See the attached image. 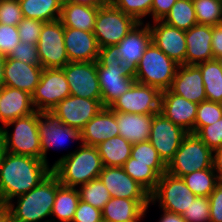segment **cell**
Returning a JSON list of instances; mask_svg holds the SVG:
<instances>
[{"label": "cell", "instance_id": "cell-1", "mask_svg": "<svg viewBox=\"0 0 222 222\" xmlns=\"http://www.w3.org/2000/svg\"><path fill=\"white\" fill-rule=\"evenodd\" d=\"M52 172L43 160L6 152L0 165V200L6 204L26 194Z\"/></svg>", "mask_w": 222, "mask_h": 222}, {"label": "cell", "instance_id": "cell-2", "mask_svg": "<svg viewBox=\"0 0 222 222\" xmlns=\"http://www.w3.org/2000/svg\"><path fill=\"white\" fill-rule=\"evenodd\" d=\"M60 186L59 179L51 172L32 190L14 198L16 202L8 203L10 222H50V219L43 220L51 216Z\"/></svg>", "mask_w": 222, "mask_h": 222}, {"label": "cell", "instance_id": "cell-3", "mask_svg": "<svg viewBox=\"0 0 222 222\" xmlns=\"http://www.w3.org/2000/svg\"><path fill=\"white\" fill-rule=\"evenodd\" d=\"M51 168L61 185L78 188L97 179L103 164L97 147L81 143L78 149L55 161Z\"/></svg>", "mask_w": 222, "mask_h": 222}, {"label": "cell", "instance_id": "cell-4", "mask_svg": "<svg viewBox=\"0 0 222 222\" xmlns=\"http://www.w3.org/2000/svg\"><path fill=\"white\" fill-rule=\"evenodd\" d=\"M118 47L109 45L100 48L97 59V75L102 94L103 107H109L137 82L133 72L117 56Z\"/></svg>", "mask_w": 222, "mask_h": 222}, {"label": "cell", "instance_id": "cell-5", "mask_svg": "<svg viewBox=\"0 0 222 222\" xmlns=\"http://www.w3.org/2000/svg\"><path fill=\"white\" fill-rule=\"evenodd\" d=\"M178 66L179 64L151 42L140 59L133 76L140 84L164 91L170 88Z\"/></svg>", "mask_w": 222, "mask_h": 222}, {"label": "cell", "instance_id": "cell-6", "mask_svg": "<svg viewBox=\"0 0 222 222\" xmlns=\"http://www.w3.org/2000/svg\"><path fill=\"white\" fill-rule=\"evenodd\" d=\"M39 111L17 118L0 128L6 152L41 159V141L38 133ZM14 130L9 133V127Z\"/></svg>", "mask_w": 222, "mask_h": 222}, {"label": "cell", "instance_id": "cell-7", "mask_svg": "<svg viewBox=\"0 0 222 222\" xmlns=\"http://www.w3.org/2000/svg\"><path fill=\"white\" fill-rule=\"evenodd\" d=\"M208 168H213V151L196 134L188 133L167 165L166 172L181 178Z\"/></svg>", "mask_w": 222, "mask_h": 222}, {"label": "cell", "instance_id": "cell-8", "mask_svg": "<svg viewBox=\"0 0 222 222\" xmlns=\"http://www.w3.org/2000/svg\"><path fill=\"white\" fill-rule=\"evenodd\" d=\"M138 23L105 0L98 9L93 33L100 48L117 45Z\"/></svg>", "mask_w": 222, "mask_h": 222}, {"label": "cell", "instance_id": "cell-9", "mask_svg": "<svg viewBox=\"0 0 222 222\" xmlns=\"http://www.w3.org/2000/svg\"><path fill=\"white\" fill-rule=\"evenodd\" d=\"M196 197L182 178L166 172L159 178L155 190L150 194V204L155 205L158 202L161 210L182 215Z\"/></svg>", "mask_w": 222, "mask_h": 222}, {"label": "cell", "instance_id": "cell-10", "mask_svg": "<svg viewBox=\"0 0 222 222\" xmlns=\"http://www.w3.org/2000/svg\"><path fill=\"white\" fill-rule=\"evenodd\" d=\"M37 51L44 69L63 68L69 63L64 45V25L60 20L43 24L37 43Z\"/></svg>", "mask_w": 222, "mask_h": 222}, {"label": "cell", "instance_id": "cell-11", "mask_svg": "<svg viewBox=\"0 0 222 222\" xmlns=\"http://www.w3.org/2000/svg\"><path fill=\"white\" fill-rule=\"evenodd\" d=\"M69 95L70 88L62 68H46L32 94V104L36 111H51Z\"/></svg>", "mask_w": 222, "mask_h": 222}, {"label": "cell", "instance_id": "cell-12", "mask_svg": "<svg viewBox=\"0 0 222 222\" xmlns=\"http://www.w3.org/2000/svg\"><path fill=\"white\" fill-rule=\"evenodd\" d=\"M162 91L156 87L136 82L129 91L118 97L109 108L112 111L132 114L160 112Z\"/></svg>", "mask_w": 222, "mask_h": 222}, {"label": "cell", "instance_id": "cell-13", "mask_svg": "<svg viewBox=\"0 0 222 222\" xmlns=\"http://www.w3.org/2000/svg\"><path fill=\"white\" fill-rule=\"evenodd\" d=\"M38 133L41 141V160L47 165V152L50 148H61L68 140L81 141L80 132L65 125L52 111H41L38 114Z\"/></svg>", "mask_w": 222, "mask_h": 222}, {"label": "cell", "instance_id": "cell-14", "mask_svg": "<svg viewBox=\"0 0 222 222\" xmlns=\"http://www.w3.org/2000/svg\"><path fill=\"white\" fill-rule=\"evenodd\" d=\"M187 134V131L174 124L160 112L153 115L149 142L158 151L160 158L166 165L173 159Z\"/></svg>", "mask_w": 222, "mask_h": 222}, {"label": "cell", "instance_id": "cell-15", "mask_svg": "<svg viewBox=\"0 0 222 222\" xmlns=\"http://www.w3.org/2000/svg\"><path fill=\"white\" fill-rule=\"evenodd\" d=\"M62 70L71 95L87 99H102L97 75V61L69 62Z\"/></svg>", "mask_w": 222, "mask_h": 222}, {"label": "cell", "instance_id": "cell-16", "mask_svg": "<svg viewBox=\"0 0 222 222\" xmlns=\"http://www.w3.org/2000/svg\"><path fill=\"white\" fill-rule=\"evenodd\" d=\"M103 108L102 99H87L69 95L60 101L51 111L62 122L79 132Z\"/></svg>", "mask_w": 222, "mask_h": 222}, {"label": "cell", "instance_id": "cell-17", "mask_svg": "<svg viewBox=\"0 0 222 222\" xmlns=\"http://www.w3.org/2000/svg\"><path fill=\"white\" fill-rule=\"evenodd\" d=\"M148 24L152 42L177 64L184 65L187 51L185 30L170 26L162 20L153 21L152 26L150 22Z\"/></svg>", "mask_w": 222, "mask_h": 222}, {"label": "cell", "instance_id": "cell-18", "mask_svg": "<svg viewBox=\"0 0 222 222\" xmlns=\"http://www.w3.org/2000/svg\"><path fill=\"white\" fill-rule=\"evenodd\" d=\"M98 178L106 186V189L112 197L150 200V193L132 179L122 167L103 166Z\"/></svg>", "mask_w": 222, "mask_h": 222}, {"label": "cell", "instance_id": "cell-19", "mask_svg": "<svg viewBox=\"0 0 222 222\" xmlns=\"http://www.w3.org/2000/svg\"><path fill=\"white\" fill-rule=\"evenodd\" d=\"M198 104L172 93L169 89L162 91L160 113L188 133L194 134V124Z\"/></svg>", "mask_w": 222, "mask_h": 222}, {"label": "cell", "instance_id": "cell-20", "mask_svg": "<svg viewBox=\"0 0 222 222\" xmlns=\"http://www.w3.org/2000/svg\"><path fill=\"white\" fill-rule=\"evenodd\" d=\"M152 42L148 23H138L116 46L117 56L134 73L146 48Z\"/></svg>", "mask_w": 222, "mask_h": 222}, {"label": "cell", "instance_id": "cell-21", "mask_svg": "<svg viewBox=\"0 0 222 222\" xmlns=\"http://www.w3.org/2000/svg\"><path fill=\"white\" fill-rule=\"evenodd\" d=\"M169 90L196 104L207 100L201 70L197 65H179Z\"/></svg>", "mask_w": 222, "mask_h": 222}, {"label": "cell", "instance_id": "cell-22", "mask_svg": "<svg viewBox=\"0 0 222 222\" xmlns=\"http://www.w3.org/2000/svg\"><path fill=\"white\" fill-rule=\"evenodd\" d=\"M64 45L69 62L97 61L100 47L93 32L64 27Z\"/></svg>", "mask_w": 222, "mask_h": 222}, {"label": "cell", "instance_id": "cell-23", "mask_svg": "<svg viewBox=\"0 0 222 222\" xmlns=\"http://www.w3.org/2000/svg\"><path fill=\"white\" fill-rule=\"evenodd\" d=\"M41 65H30L19 60L5 58L4 86L17 88L33 94L43 72Z\"/></svg>", "mask_w": 222, "mask_h": 222}, {"label": "cell", "instance_id": "cell-24", "mask_svg": "<svg viewBox=\"0 0 222 222\" xmlns=\"http://www.w3.org/2000/svg\"><path fill=\"white\" fill-rule=\"evenodd\" d=\"M117 135H119V128L115 111L109 107H103L80 131V143L96 147Z\"/></svg>", "mask_w": 222, "mask_h": 222}, {"label": "cell", "instance_id": "cell-25", "mask_svg": "<svg viewBox=\"0 0 222 222\" xmlns=\"http://www.w3.org/2000/svg\"><path fill=\"white\" fill-rule=\"evenodd\" d=\"M187 51L185 64L197 65L214 59L212 52V26L196 24L185 31Z\"/></svg>", "mask_w": 222, "mask_h": 222}, {"label": "cell", "instance_id": "cell-26", "mask_svg": "<svg viewBox=\"0 0 222 222\" xmlns=\"http://www.w3.org/2000/svg\"><path fill=\"white\" fill-rule=\"evenodd\" d=\"M36 110L32 95L17 88L3 86L0 97V128L17 118L28 116Z\"/></svg>", "mask_w": 222, "mask_h": 222}, {"label": "cell", "instance_id": "cell-27", "mask_svg": "<svg viewBox=\"0 0 222 222\" xmlns=\"http://www.w3.org/2000/svg\"><path fill=\"white\" fill-rule=\"evenodd\" d=\"M154 114H132L115 111L119 135L132 145L149 141Z\"/></svg>", "mask_w": 222, "mask_h": 222}, {"label": "cell", "instance_id": "cell-28", "mask_svg": "<svg viewBox=\"0 0 222 222\" xmlns=\"http://www.w3.org/2000/svg\"><path fill=\"white\" fill-rule=\"evenodd\" d=\"M150 206V200L112 197L102 209L103 222H131L137 220Z\"/></svg>", "mask_w": 222, "mask_h": 222}, {"label": "cell", "instance_id": "cell-29", "mask_svg": "<svg viewBox=\"0 0 222 222\" xmlns=\"http://www.w3.org/2000/svg\"><path fill=\"white\" fill-rule=\"evenodd\" d=\"M99 7L100 6L62 3L59 20L64 25V27L93 32Z\"/></svg>", "mask_w": 222, "mask_h": 222}, {"label": "cell", "instance_id": "cell-30", "mask_svg": "<svg viewBox=\"0 0 222 222\" xmlns=\"http://www.w3.org/2000/svg\"><path fill=\"white\" fill-rule=\"evenodd\" d=\"M101 157L103 166L122 167L130 158L133 145L117 135L96 146Z\"/></svg>", "mask_w": 222, "mask_h": 222}, {"label": "cell", "instance_id": "cell-31", "mask_svg": "<svg viewBox=\"0 0 222 222\" xmlns=\"http://www.w3.org/2000/svg\"><path fill=\"white\" fill-rule=\"evenodd\" d=\"M63 0H19L24 18L42 22L60 19Z\"/></svg>", "mask_w": 222, "mask_h": 222}, {"label": "cell", "instance_id": "cell-32", "mask_svg": "<svg viewBox=\"0 0 222 222\" xmlns=\"http://www.w3.org/2000/svg\"><path fill=\"white\" fill-rule=\"evenodd\" d=\"M80 201L78 188L61 185L56 192L50 222H72ZM58 221H56V219Z\"/></svg>", "mask_w": 222, "mask_h": 222}, {"label": "cell", "instance_id": "cell-33", "mask_svg": "<svg viewBox=\"0 0 222 222\" xmlns=\"http://www.w3.org/2000/svg\"><path fill=\"white\" fill-rule=\"evenodd\" d=\"M201 70L205 94L208 101L222 104V69L216 60L197 64Z\"/></svg>", "mask_w": 222, "mask_h": 222}, {"label": "cell", "instance_id": "cell-34", "mask_svg": "<svg viewBox=\"0 0 222 222\" xmlns=\"http://www.w3.org/2000/svg\"><path fill=\"white\" fill-rule=\"evenodd\" d=\"M193 194L209 197L215 186L220 182L214 168L194 171L181 177Z\"/></svg>", "mask_w": 222, "mask_h": 222}, {"label": "cell", "instance_id": "cell-35", "mask_svg": "<svg viewBox=\"0 0 222 222\" xmlns=\"http://www.w3.org/2000/svg\"><path fill=\"white\" fill-rule=\"evenodd\" d=\"M162 21L178 29L189 30L197 24L193 0H177Z\"/></svg>", "mask_w": 222, "mask_h": 222}, {"label": "cell", "instance_id": "cell-36", "mask_svg": "<svg viewBox=\"0 0 222 222\" xmlns=\"http://www.w3.org/2000/svg\"><path fill=\"white\" fill-rule=\"evenodd\" d=\"M130 157L132 163L150 164V168L161 177L166 173L167 165L160 158L158 151L149 141L133 144Z\"/></svg>", "mask_w": 222, "mask_h": 222}, {"label": "cell", "instance_id": "cell-37", "mask_svg": "<svg viewBox=\"0 0 222 222\" xmlns=\"http://www.w3.org/2000/svg\"><path fill=\"white\" fill-rule=\"evenodd\" d=\"M122 168L150 194L155 190L160 177L150 168V164L132 163L130 157Z\"/></svg>", "mask_w": 222, "mask_h": 222}, {"label": "cell", "instance_id": "cell-38", "mask_svg": "<svg viewBox=\"0 0 222 222\" xmlns=\"http://www.w3.org/2000/svg\"><path fill=\"white\" fill-rule=\"evenodd\" d=\"M197 24H222V0H193Z\"/></svg>", "mask_w": 222, "mask_h": 222}, {"label": "cell", "instance_id": "cell-39", "mask_svg": "<svg viewBox=\"0 0 222 222\" xmlns=\"http://www.w3.org/2000/svg\"><path fill=\"white\" fill-rule=\"evenodd\" d=\"M78 191L80 200L100 210H102L105 204L112 198L106 186L99 178L90 180L88 183L81 185Z\"/></svg>", "mask_w": 222, "mask_h": 222}, {"label": "cell", "instance_id": "cell-40", "mask_svg": "<svg viewBox=\"0 0 222 222\" xmlns=\"http://www.w3.org/2000/svg\"><path fill=\"white\" fill-rule=\"evenodd\" d=\"M222 118V104L212 101H202L198 104L197 115L194 124V134L203 126L215 123Z\"/></svg>", "mask_w": 222, "mask_h": 222}, {"label": "cell", "instance_id": "cell-41", "mask_svg": "<svg viewBox=\"0 0 222 222\" xmlns=\"http://www.w3.org/2000/svg\"><path fill=\"white\" fill-rule=\"evenodd\" d=\"M125 14L132 16L139 23L151 13L153 0H108Z\"/></svg>", "mask_w": 222, "mask_h": 222}, {"label": "cell", "instance_id": "cell-42", "mask_svg": "<svg viewBox=\"0 0 222 222\" xmlns=\"http://www.w3.org/2000/svg\"><path fill=\"white\" fill-rule=\"evenodd\" d=\"M209 210V198L197 196L182 214V217L186 222H210Z\"/></svg>", "mask_w": 222, "mask_h": 222}, {"label": "cell", "instance_id": "cell-43", "mask_svg": "<svg viewBox=\"0 0 222 222\" xmlns=\"http://www.w3.org/2000/svg\"><path fill=\"white\" fill-rule=\"evenodd\" d=\"M23 18L19 0H0V24L17 26Z\"/></svg>", "mask_w": 222, "mask_h": 222}, {"label": "cell", "instance_id": "cell-44", "mask_svg": "<svg viewBox=\"0 0 222 222\" xmlns=\"http://www.w3.org/2000/svg\"><path fill=\"white\" fill-rule=\"evenodd\" d=\"M44 23L30 18H23L17 25L20 42L37 44Z\"/></svg>", "mask_w": 222, "mask_h": 222}, {"label": "cell", "instance_id": "cell-45", "mask_svg": "<svg viewBox=\"0 0 222 222\" xmlns=\"http://www.w3.org/2000/svg\"><path fill=\"white\" fill-rule=\"evenodd\" d=\"M196 135L212 151L222 146V118L213 124L203 126Z\"/></svg>", "mask_w": 222, "mask_h": 222}, {"label": "cell", "instance_id": "cell-46", "mask_svg": "<svg viewBox=\"0 0 222 222\" xmlns=\"http://www.w3.org/2000/svg\"><path fill=\"white\" fill-rule=\"evenodd\" d=\"M8 57L30 65H41L37 51V44L20 42L17 46L13 47V51Z\"/></svg>", "mask_w": 222, "mask_h": 222}, {"label": "cell", "instance_id": "cell-47", "mask_svg": "<svg viewBox=\"0 0 222 222\" xmlns=\"http://www.w3.org/2000/svg\"><path fill=\"white\" fill-rule=\"evenodd\" d=\"M20 43L17 26L0 24V54L7 57Z\"/></svg>", "mask_w": 222, "mask_h": 222}, {"label": "cell", "instance_id": "cell-48", "mask_svg": "<svg viewBox=\"0 0 222 222\" xmlns=\"http://www.w3.org/2000/svg\"><path fill=\"white\" fill-rule=\"evenodd\" d=\"M72 222H103L102 210L80 200Z\"/></svg>", "mask_w": 222, "mask_h": 222}, {"label": "cell", "instance_id": "cell-49", "mask_svg": "<svg viewBox=\"0 0 222 222\" xmlns=\"http://www.w3.org/2000/svg\"><path fill=\"white\" fill-rule=\"evenodd\" d=\"M210 202V222H222V181L209 195Z\"/></svg>", "mask_w": 222, "mask_h": 222}, {"label": "cell", "instance_id": "cell-50", "mask_svg": "<svg viewBox=\"0 0 222 222\" xmlns=\"http://www.w3.org/2000/svg\"><path fill=\"white\" fill-rule=\"evenodd\" d=\"M177 0H153L151 17L153 21L163 20Z\"/></svg>", "mask_w": 222, "mask_h": 222}, {"label": "cell", "instance_id": "cell-51", "mask_svg": "<svg viewBox=\"0 0 222 222\" xmlns=\"http://www.w3.org/2000/svg\"><path fill=\"white\" fill-rule=\"evenodd\" d=\"M211 46L214 59L222 56V24L212 26Z\"/></svg>", "mask_w": 222, "mask_h": 222}, {"label": "cell", "instance_id": "cell-52", "mask_svg": "<svg viewBox=\"0 0 222 222\" xmlns=\"http://www.w3.org/2000/svg\"><path fill=\"white\" fill-rule=\"evenodd\" d=\"M213 168L218 178L222 179V146L213 151Z\"/></svg>", "mask_w": 222, "mask_h": 222}, {"label": "cell", "instance_id": "cell-53", "mask_svg": "<svg viewBox=\"0 0 222 222\" xmlns=\"http://www.w3.org/2000/svg\"><path fill=\"white\" fill-rule=\"evenodd\" d=\"M163 214L158 222H186L182 215L161 210Z\"/></svg>", "mask_w": 222, "mask_h": 222}, {"label": "cell", "instance_id": "cell-54", "mask_svg": "<svg viewBox=\"0 0 222 222\" xmlns=\"http://www.w3.org/2000/svg\"><path fill=\"white\" fill-rule=\"evenodd\" d=\"M105 0H63V3H74L86 6H100Z\"/></svg>", "mask_w": 222, "mask_h": 222}, {"label": "cell", "instance_id": "cell-55", "mask_svg": "<svg viewBox=\"0 0 222 222\" xmlns=\"http://www.w3.org/2000/svg\"><path fill=\"white\" fill-rule=\"evenodd\" d=\"M0 222H10L9 206L0 200Z\"/></svg>", "mask_w": 222, "mask_h": 222}, {"label": "cell", "instance_id": "cell-56", "mask_svg": "<svg viewBox=\"0 0 222 222\" xmlns=\"http://www.w3.org/2000/svg\"><path fill=\"white\" fill-rule=\"evenodd\" d=\"M5 58L0 54V87L4 86L5 79H4V63H5Z\"/></svg>", "mask_w": 222, "mask_h": 222}, {"label": "cell", "instance_id": "cell-57", "mask_svg": "<svg viewBox=\"0 0 222 222\" xmlns=\"http://www.w3.org/2000/svg\"><path fill=\"white\" fill-rule=\"evenodd\" d=\"M6 154V147H5V142H4V138L2 135V132L0 130V165L3 161L4 155Z\"/></svg>", "mask_w": 222, "mask_h": 222}, {"label": "cell", "instance_id": "cell-58", "mask_svg": "<svg viewBox=\"0 0 222 222\" xmlns=\"http://www.w3.org/2000/svg\"><path fill=\"white\" fill-rule=\"evenodd\" d=\"M147 210H148V207H147L146 211L137 220L131 221V222H140V220H142L143 217H145Z\"/></svg>", "mask_w": 222, "mask_h": 222}, {"label": "cell", "instance_id": "cell-59", "mask_svg": "<svg viewBox=\"0 0 222 222\" xmlns=\"http://www.w3.org/2000/svg\"><path fill=\"white\" fill-rule=\"evenodd\" d=\"M216 60L220 63V66H221V69H222V56L218 57Z\"/></svg>", "mask_w": 222, "mask_h": 222}, {"label": "cell", "instance_id": "cell-60", "mask_svg": "<svg viewBox=\"0 0 222 222\" xmlns=\"http://www.w3.org/2000/svg\"><path fill=\"white\" fill-rule=\"evenodd\" d=\"M1 94H2V87H0V97H1Z\"/></svg>", "mask_w": 222, "mask_h": 222}]
</instances>
